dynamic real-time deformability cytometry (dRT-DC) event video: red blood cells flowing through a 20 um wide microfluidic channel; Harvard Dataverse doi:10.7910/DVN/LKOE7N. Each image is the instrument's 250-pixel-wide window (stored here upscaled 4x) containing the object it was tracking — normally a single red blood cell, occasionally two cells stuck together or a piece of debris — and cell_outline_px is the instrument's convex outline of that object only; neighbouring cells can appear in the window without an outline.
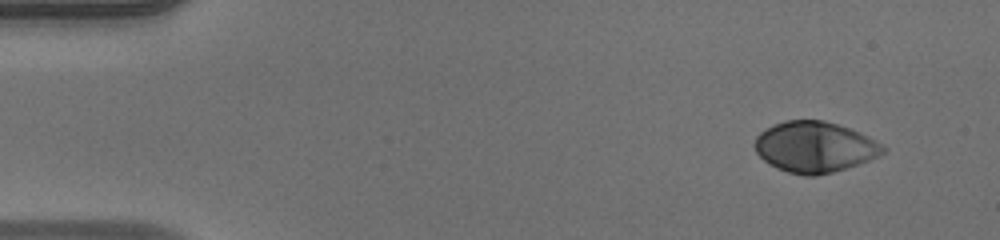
{"species": "human", "species_latin": "Homo sapiens", "temperature_condition": "warm", "stored_images_in_passage": 48, "camera_frame_rate_fps": 3000, "um_per_image_px": 0.085, "donor": {"sex": "male"}, "frame": {"image": 1, "passage_image": 1, "time_ms": 0.0, "image_size_px": [1000, 240], "cell_outline_px": [[888, 148], [884, 152], [868, 160], [832, 172], [816, 176], [804, 176], [788, 172], [776, 168], [764, 160], [756, 152], [752, 144], [756, 136], [760, 132], [784, 120], [824, 120], [852, 128], [868, 136]], "centroid_in_image_um": [69.23, 12.48], "position_along_channel_um": 15.8, "area_um2": 37.97}}
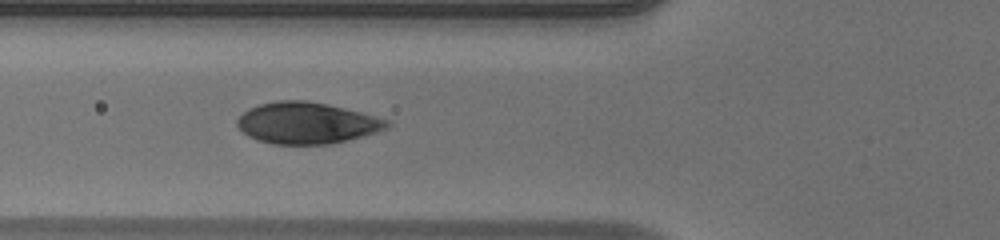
{"frame": {"image": 2, "passage_image": 16, "time_ms": 5.0, "image_size_px": [1000, 240], "cell_outline_px": [[392, 124], [388, 128], [364, 136], [348, 140], [328, 144], [272, 144], [256, 140], [248, 136], [236, 124], [236, 120], [248, 108], [260, 104], [276, 100], [304, 100], [328, 104], [360, 112], [388, 120]], "centroid_in_image_um": [26.07, 10.46], "position_along_channel_um": 99.7, "area_um2": 36.18}}
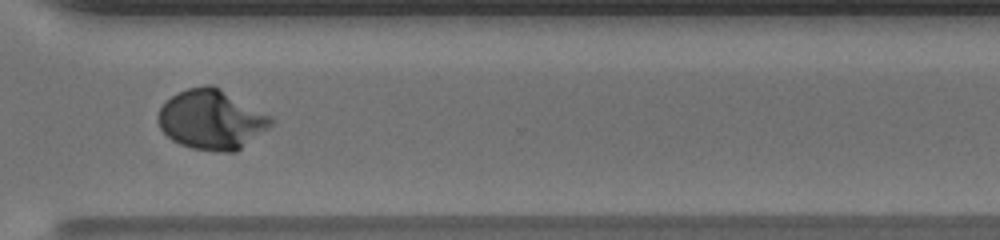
{"frame": {"image": 3, "passage_image": 35, "time_ms": 11.333, "image_size_px": [1000, 240], "cell_outline_px": [[272, 124], [268, 128], [236, 152], [220, 152], [192, 148], [180, 144], [172, 140], [160, 128], [156, 120], [156, 116], [160, 108], [172, 96], [188, 88], [204, 84], [212, 84], [220, 88], [272, 116]], "centroid_in_image_um": [17.97, 10.16], "position_along_channel_um": 352.6, "area_um2": 39.19}, "authors_computed_cell_mechanics": {"area_um2": 36.9053, "velocity_mm_per_s": 3.9967, "shape_relaxation_time_tau1_ms": 3.2947, "shape_relaxation_time_tau2_ms": null, "deformation_change_tau1": 0.2145, "deformation_change_tau2": null}}